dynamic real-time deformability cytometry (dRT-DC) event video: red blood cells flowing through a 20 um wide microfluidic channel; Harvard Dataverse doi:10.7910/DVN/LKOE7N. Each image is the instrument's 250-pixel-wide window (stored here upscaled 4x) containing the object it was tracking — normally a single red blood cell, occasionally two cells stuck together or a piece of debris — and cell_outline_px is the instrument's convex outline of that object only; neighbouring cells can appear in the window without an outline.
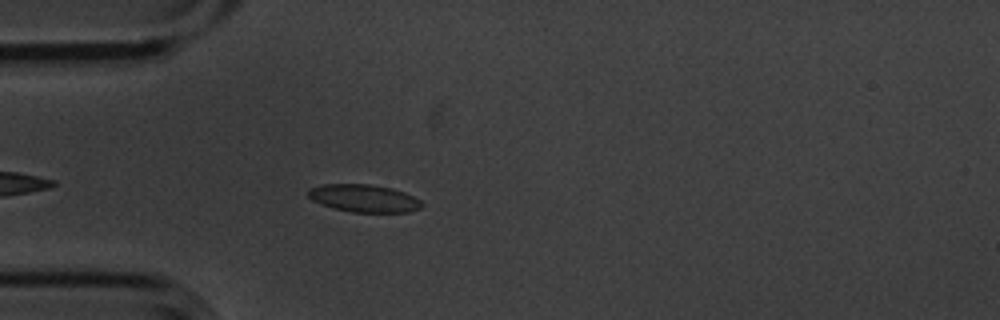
{"species": "common noctule bat (a hibernating species)", "species_latin": "Nyctalus noctula", "temperature_condition": "cold", "stored_images_in_passage": 4, "camera_frame_rate_fps": 3000, "um_per_image_px": 0.085, "animal": {"sex": "male", "body_mass_g": 20.1, "forearm_length_mm": 53.5}, "frame": {"image": 1, "passage_image": 4, "time_ms": 1.0, "image_size_px": [1000, 320], "cell_outline_px": [[424, 204], [420, 208], [408, 212], [352, 212], [332, 208], [312, 200], [308, 196], [308, 188], [324, 184], [368, 184], [392, 188], [404, 192], [420, 200]], "centroid_in_image_um": [30.92, 16.85], "position_along_channel_um": 54.1, "area_um2": 18.26}}